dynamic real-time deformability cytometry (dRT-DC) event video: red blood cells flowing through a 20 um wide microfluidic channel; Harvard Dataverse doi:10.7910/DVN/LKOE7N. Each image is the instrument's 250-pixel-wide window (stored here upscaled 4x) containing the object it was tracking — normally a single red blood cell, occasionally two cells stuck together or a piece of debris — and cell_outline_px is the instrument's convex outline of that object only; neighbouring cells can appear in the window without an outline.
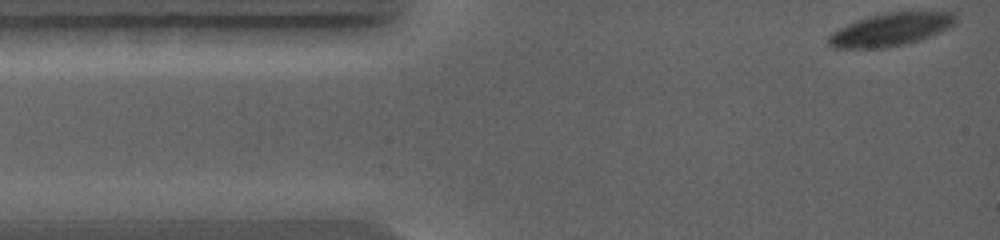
{"species": "common noctule bat (a hibernating species)", "species_latin": "Nyctalus noctula", "temperature_condition": "warm", "stored_images_in_passage": 51, "camera_frame_rate_fps": 5000, "um_per_image_px": 0.085, "animal": {"sex": "female", "body_mass_g": 19.0, "forearm_length_mm": 56.7}, "frame": {"image": 1, "passage_image": 1, "time_ms": 0.0, "image_size_px": [1000, 240], "cell_outline_px": [[956, 24], [940, 32], [920, 40], [908, 44], [888, 48], [832, 48], [828, 44], [828, 36], [832, 32], [856, 20], [868, 16], [884, 12], [956, 12]], "centroid_in_image_um": [75.72, 2.51], "position_along_channel_um": 9.3, "area_um2": 24.57}}
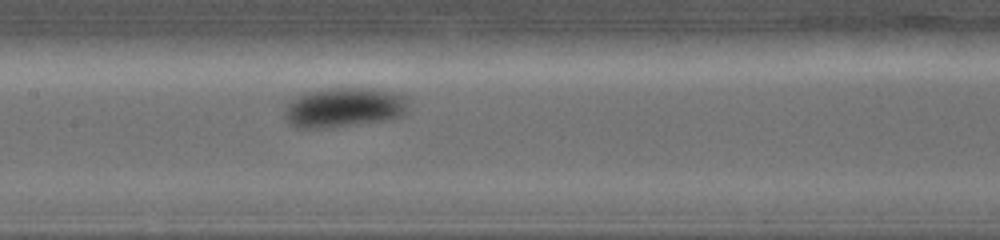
{"frame": {"image": 2, "passage_image": 24, "time_ms": 4.6, "image_size_px": [1000, 240], "cell_outline_px": [[412, 100], [408, 108], [400, 116], [388, 120], [320, 128], [300, 128], [292, 124], [284, 116], [284, 104], [296, 96], [304, 92], [328, 88], [372, 88], [396, 92], [408, 96]], "centroid_in_image_um": [29.27, 9.1], "position_along_channel_um": 178.1, "area_um2": 29.07}}
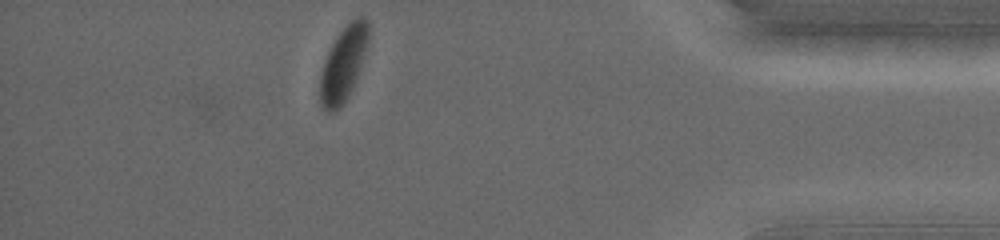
{"frame": {"image": 3, "passage_image": 50, "time_ms": 9.8, "image_size_px": [1000, 240], "cell_outline_px": [[368, 44], [352, 88], [348, 96], [340, 108], [332, 112], [328, 112], [324, 108], [320, 100], [320, 72], [324, 60], [332, 44], [340, 32], [356, 16], [364, 16], [368, 20]], "centroid_in_image_um": [29.18, 5.42], "position_along_channel_um": 406.0, "area_um2": 20.63}}